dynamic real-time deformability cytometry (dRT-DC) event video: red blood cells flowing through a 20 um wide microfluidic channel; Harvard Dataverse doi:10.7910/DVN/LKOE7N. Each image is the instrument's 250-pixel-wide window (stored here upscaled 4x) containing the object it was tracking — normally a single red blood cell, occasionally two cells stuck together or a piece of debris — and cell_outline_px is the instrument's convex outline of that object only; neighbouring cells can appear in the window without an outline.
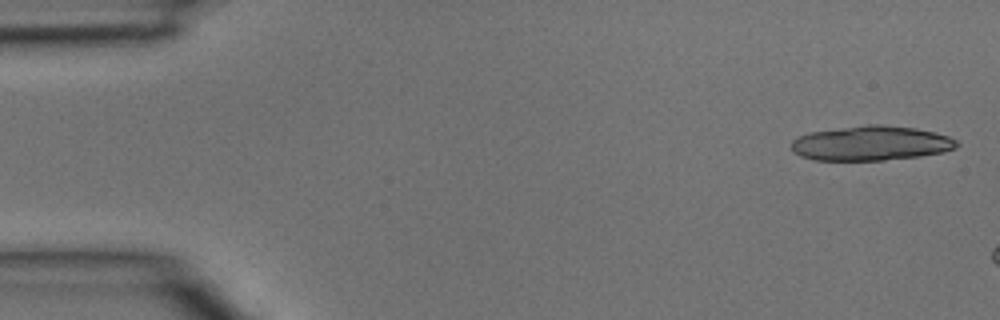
{"species": "common noctule bat (a hibernating species)", "species_latin": "Nyctalus noctula", "temperature_condition": "room temperature", "stored_images_in_passage": 7, "camera_frame_rate_fps": 3000, "um_per_image_px": 0.085, "animal": {"sex": "male", "body_mass_g": 15.6}, "frame": {"image": 1, "passage_image": 1, "time_ms": 0.0, "image_size_px": [1000, 320], "cell_outline_px": [[960, 144], [956, 148], [944, 152], [920, 156], [884, 160], [816, 160], [800, 156], [792, 152], [792, 140], [800, 136], [812, 132], [868, 124], [880, 124], [916, 128], [936, 132], [948, 136], [956, 140]], "centroid_in_image_um": [74.08, 12.18], "position_along_channel_um": 10.9, "area_um2": 33.41}}